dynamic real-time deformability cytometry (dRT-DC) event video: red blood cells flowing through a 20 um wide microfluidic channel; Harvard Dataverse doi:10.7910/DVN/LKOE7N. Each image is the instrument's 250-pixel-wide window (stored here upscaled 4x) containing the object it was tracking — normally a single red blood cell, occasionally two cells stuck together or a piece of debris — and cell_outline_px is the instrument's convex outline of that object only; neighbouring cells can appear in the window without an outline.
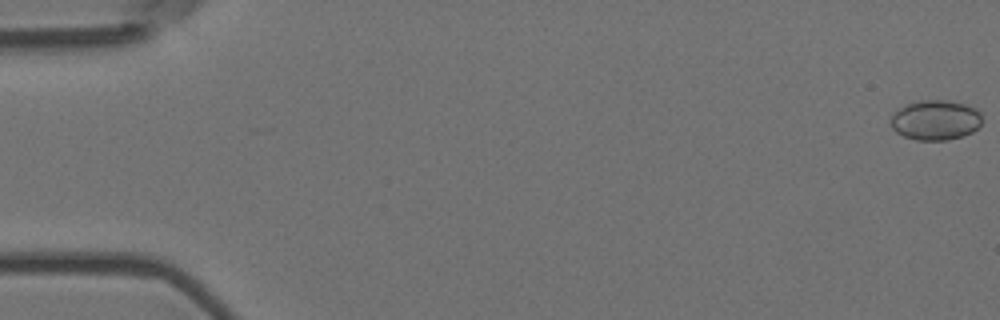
{"species": "Egyptian fruit bat (a non-hibernating species)", "species_latin": "Rousettus aegyptiacus", "temperature_condition": "room temperature", "stored_images_in_passage": 7, "camera_frame_rate_fps": 3000, "um_per_image_px": 0.085, "animal": {"sex": "female"}, "frame": {"image": 1, "passage_image": 1, "time_ms": 0.0, "image_size_px": [1000, 320], "cell_outline_px": [[980, 124], [972, 132], [948, 140], [916, 140], [904, 136], [896, 132], [892, 128], [892, 116], [900, 108], [908, 104], [920, 100], [948, 100], [964, 104], [976, 108], [980, 112]], "centroid_in_image_um": [79.52, 10.2], "position_along_channel_um": 5.5, "area_um2": 20.98}}
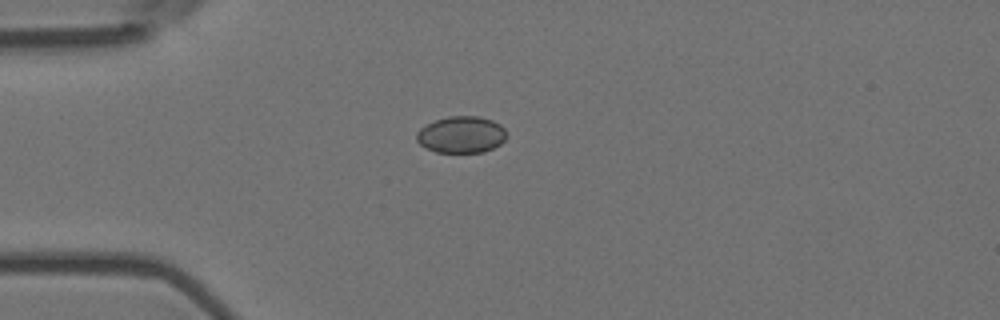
{"frame": {"image": 2, "passage_image": 5, "time_ms": 1.333, "image_size_px": [1000, 320], "cell_outline_px": [[508, 136], [500, 144], [484, 152], [436, 152], [420, 144], [416, 140], [416, 132], [420, 128], [436, 120], [448, 116], [480, 116], [492, 120], [500, 124], [508, 132]], "centroid_in_image_um": [39.24, 11.43], "position_along_channel_um": 45.8, "area_um2": 19.31}}
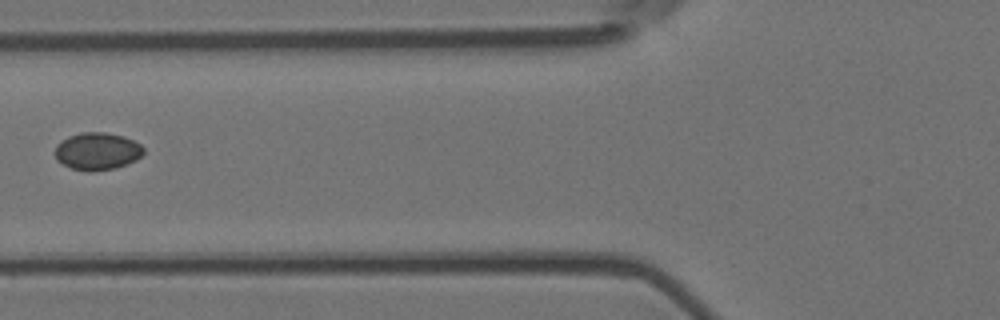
{"frame": {"image": 3, "passage_image": 7, "time_ms": 2.0, "image_size_px": [1000, 320], "cell_outline_px": [[144, 152], [136, 160], [128, 164], [116, 168], [92, 172], [88, 172], [72, 168], [56, 160], [56, 144], [68, 136], [80, 132], [104, 132], [124, 136], [140, 144], [144, 148]], "centroid_in_image_um": [8.27, 12.86], "position_along_channel_um": 117.5, "area_um2": 19.42}}